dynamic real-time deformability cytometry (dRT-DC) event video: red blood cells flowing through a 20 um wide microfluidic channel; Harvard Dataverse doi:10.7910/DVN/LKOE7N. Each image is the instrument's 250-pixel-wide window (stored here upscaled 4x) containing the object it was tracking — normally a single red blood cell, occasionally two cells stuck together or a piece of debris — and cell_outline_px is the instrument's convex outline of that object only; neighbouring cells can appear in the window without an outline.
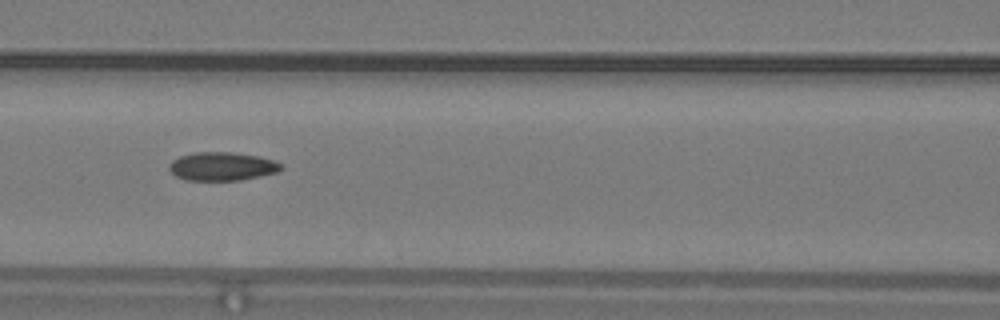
{"species": "common noctule bat (a hibernating species)", "species_latin": "Nyctalus noctula", "temperature_condition": "warm", "stored_images_in_passage": 31, "camera_frame_rate_fps": 3000, "um_per_image_px": 0.085, "animal": {"sex": "male", "body_mass_g": 19.2, "forearm_length_mm": 51.8}, "frame": {"image": 1, "passage_image": 10, "time_ms": 3.0, "image_size_px": [1000, 320], "cell_outline_px": [[280, 168], [276, 172], [260, 176], [240, 180], [184, 180], [176, 176], [168, 168], [168, 164], [172, 160], [180, 156], [196, 152], [232, 152], [260, 156], [272, 160], [280, 164]], "centroid_in_image_um": [18.82, 14.14], "position_along_channel_um": 147.8, "area_um2": 18.44}}